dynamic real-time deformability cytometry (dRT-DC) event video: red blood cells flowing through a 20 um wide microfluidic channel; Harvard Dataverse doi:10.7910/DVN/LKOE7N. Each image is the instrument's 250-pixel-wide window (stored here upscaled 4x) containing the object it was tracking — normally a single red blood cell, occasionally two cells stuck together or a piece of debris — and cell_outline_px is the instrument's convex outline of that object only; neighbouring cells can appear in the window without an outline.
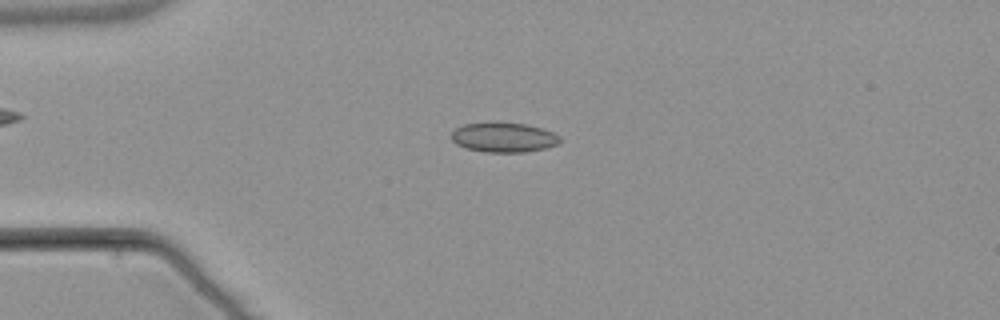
{"species": "common noctule bat (a hibernating species)", "species_latin": "Nyctalus noctula", "temperature_condition": "warm", "stored_images_in_passage": 4, "camera_frame_rate_fps": 3000, "um_per_image_px": 0.085, "animal": {"sex": "male", "body_mass_g": 21.5, "forearm_length_mm": 52.0}, "frame": {"image": 1, "passage_image": 3, "time_ms": 2.667, "image_size_px": [1000, 320], "cell_outline_px": [[560, 140], [556, 144], [544, 148], [524, 152], [484, 152], [464, 148], [456, 144], [448, 136], [456, 128], [464, 124], [524, 124], [544, 128], [560, 136]], "centroid_in_image_um": [42.78, 11.7], "position_along_channel_um": 42.2, "area_um2": 18.44}}